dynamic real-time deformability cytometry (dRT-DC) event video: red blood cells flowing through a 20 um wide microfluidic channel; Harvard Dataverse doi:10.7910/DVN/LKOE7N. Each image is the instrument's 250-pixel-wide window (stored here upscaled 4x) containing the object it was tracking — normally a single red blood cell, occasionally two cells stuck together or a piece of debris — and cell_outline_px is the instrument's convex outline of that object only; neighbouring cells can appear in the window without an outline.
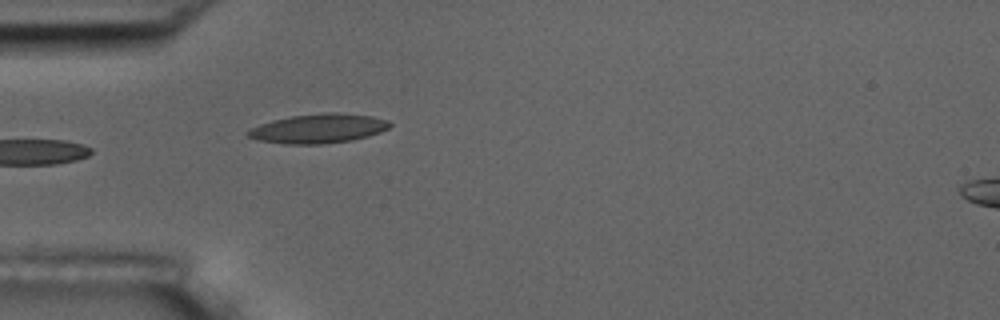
{"species": "common noctule bat (a hibernating species)", "species_latin": "Nyctalus noctula", "temperature_condition": "room temperature", "stored_images_in_passage": 6, "segment_of_instrument_passage": [1, 2], "camera_frame_rate_fps": 3000, "um_per_image_px": 0.085, "animal": {"sex": "male", "body_mass_g": 17.5, "forearm_length_mm": 52.3}, "frame": {"image": 1, "passage_image": 5, "time_ms": 4.667, "image_size_px": [1000, 320], "cell_outline_px": [[392, 124], [388, 128], [380, 132], [368, 136], [352, 140], [320, 144], [284, 144], [256, 140], [248, 136], [244, 132], [260, 124], [272, 120], [292, 116], [324, 112], [336, 112], [372, 116], [388, 120]], "centroid_in_image_um": [27.05, 10.92], "position_along_channel_um": 57.9, "area_um2": 24.28}}